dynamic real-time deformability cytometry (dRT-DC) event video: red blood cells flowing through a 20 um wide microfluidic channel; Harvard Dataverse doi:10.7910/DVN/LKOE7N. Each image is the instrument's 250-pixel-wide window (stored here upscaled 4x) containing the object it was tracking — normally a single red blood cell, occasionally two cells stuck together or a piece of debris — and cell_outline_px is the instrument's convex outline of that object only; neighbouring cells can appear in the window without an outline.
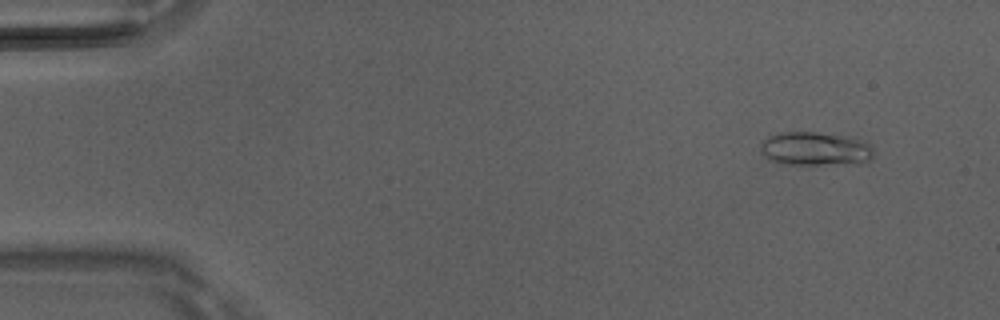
{"species": "Egyptian fruit bat (a non-hibernating species)", "species_latin": "Rousettus aegyptiacus", "temperature_condition": "room temperature", "stored_images_in_passage": 5, "camera_frame_rate_fps": 3000, "um_per_image_px": 0.085, "animal": {"sex": "male"}, "frame": {"image": 1, "passage_image": 2, "time_ms": 0.333, "image_size_px": [1000, 320], "cell_outline_px": [[876, 156], [860, 164], [780, 164], [764, 156], [760, 148], [760, 144], [768, 136], [780, 132], [816, 132], [848, 136], [868, 144], [872, 148]], "centroid_in_image_um": [69.3, 12.65], "position_along_channel_um": 15.7, "area_um2": 22.31}}